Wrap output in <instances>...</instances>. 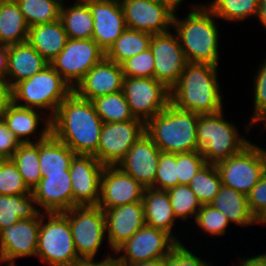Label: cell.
Wrapping results in <instances>:
<instances>
[{
  "mask_svg": "<svg viewBox=\"0 0 266 266\" xmlns=\"http://www.w3.org/2000/svg\"><path fill=\"white\" fill-rule=\"evenodd\" d=\"M102 126L93 103L72 91L51 119V134L75 154L94 155Z\"/></svg>",
  "mask_w": 266,
  "mask_h": 266,
  "instance_id": "cell-1",
  "label": "cell"
},
{
  "mask_svg": "<svg viewBox=\"0 0 266 266\" xmlns=\"http://www.w3.org/2000/svg\"><path fill=\"white\" fill-rule=\"evenodd\" d=\"M219 66L188 62L178 82L170 89V103L196 114L223 110V95L218 79Z\"/></svg>",
  "mask_w": 266,
  "mask_h": 266,
  "instance_id": "cell-2",
  "label": "cell"
},
{
  "mask_svg": "<svg viewBox=\"0 0 266 266\" xmlns=\"http://www.w3.org/2000/svg\"><path fill=\"white\" fill-rule=\"evenodd\" d=\"M193 9V10H192ZM174 12L172 29L190 63L219 66V31L212 11L203 3L192 4L182 19Z\"/></svg>",
  "mask_w": 266,
  "mask_h": 266,
  "instance_id": "cell-3",
  "label": "cell"
},
{
  "mask_svg": "<svg viewBox=\"0 0 266 266\" xmlns=\"http://www.w3.org/2000/svg\"><path fill=\"white\" fill-rule=\"evenodd\" d=\"M198 117L199 114L169 103L145 123V134L164 153L200 151L196 135Z\"/></svg>",
  "mask_w": 266,
  "mask_h": 266,
  "instance_id": "cell-4",
  "label": "cell"
},
{
  "mask_svg": "<svg viewBox=\"0 0 266 266\" xmlns=\"http://www.w3.org/2000/svg\"><path fill=\"white\" fill-rule=\"evenodd\" d=\"M72 91V87L49 64L32 77L17 83L10 90V100L19 106L40 110L52 119Z\"/></svg>",
  "mask_w": 266,
  "mask_h": 266,
  "instance_id": "cell-5",
  "label": "cell"
},
{
  "mask_svg": "<svg viewBox=\"0 0 266 266\" xmlns=\"http://www.w3.org/2000/svg\"><path fill=\"white\" fill-rule=\"evenodd\" d=\"M223 111L198 117V148L206 163L216 164L228 159L251 142L245 136H240L235 124L223 117Z\"/></svg>",
  "mask_w": 266,
  "mask_h": 266,
  "instance_id": "cell-6",
  "label": "cell"
},
{
  "mask_svg": "<svg viewBox=\"0 0 266 266\" xmlns=\"http://www.w3.org/2000/svg\"><path fill=\"white\" fill-rule=\"evenodd\" d=\"M36 257L47 266H71L79 258L64 212H40Z\"/></svg>",
  "mask_w": 266,
  "mask_h": 266,
  "instance_id": "cell-7",
  "label": "cell"
},
{
  "mask_svg": "<svg viewBox=\"0 0 266 266\" xmlns=\"http://www.w3.org/2000/svg\"><path fill=\"white\" fill-rule=\"evenodd\" d=\"M215 165L223 185L248 195L266 172V148L251 141L238 154Z\"/></svg>",
  "mask_w": 266,
  "mask_h": 266,
  "instance_id": "cell-8",
  "label": "cell"
},
{
  "mask_svg": "<svg viewBox=\"0 0 266 266\" xmlns=\"http://www.w3.org/2000/svg\"><path fill=\"white\" fill-rule=\"evenodd\" d=\"M79 258H95L106 239V217L98 206H75L64 212Z\"/></svg>",
  "mask_w": 266,
  "mask_h": 266,
  "instance_id": "cell-9",
  "label": "cell"
},
{
  "mask_svg": "<svg viewBox=\"0 0 266 266\" xmlns=\"http://www.w3.org/2000/svg\"><path fill=\"white\" fill-rule=\"evenodd\" d=\"M105 57L93 39H68L50 65L74 89L90 69Z\"/></svg>",
  "mask_w": 266,
  "mask_h": 266,
  "instance_id": "cell-10",
  "label": "cell"
},
{
  "mask_svg": "<svg viewBox=\"0 0 266 266\" xmlns=\"http://www.w3.org/2000/svg\"><path fill=\"white\" fill-rule=\"evenodd\" d=\"M122 91L134 118L144 123L170 103V90L155 78L124 77Z\"/></svg>",
  "mask_w": 266,
  "mask_h": 266,
  "instance_id": "cell-11",
  "label": "cell"
},
{
  "mask_svg": "<svg viewBox=\"0 0 266 266\" xmlns=\"http://www.w3.org/2000/svg\"><path fill=\"white\" fill-rule=\"evenodd\" d=\"M143 134L145 123L137 118L124 122L103 123L94 156L104 166H117Z\"/></svg>",
  "mask_w": 266,
  "mask_h": 266,
  "instance_id": "cell-12",
  "label": "cell"
},
{
  "mask_svg": "<svg viewBox=\"0 0 266 266\" xmlns=\"http://www.w3.org/2000/svg\"><path fill=\"white\" fill-rule=\"evenodd\" d=\"M177 244L167 232L144 225L112 253L114 262H142L162 258Z\"/></svg>",
  "mask_w": 266,
  "mask_h": 266,
  "instance_id": "cell-13",
  "label": "cell"
},
{
  "mask_svg": "<svg viewBox=\"0 0 266 266\" xmlns=\"http://www.w3.org/2000/svg\"><path fill=\"white\" fill-rule=\"evenodd\" d=\"M150 50L154 58V78L170 90L188 63L177 35L171 30L152 35Z\"/></svg>",
  "mask_w": 266,
  "mask_h": 266,
  "instance_id": "cell-14",
  "label": "cell"
},
{
  "mask_svg": "<svg viewBox=\"0 0 266 266\" xmlns=\"http://www.w3.org/2000/svg\"><path fill=\"white\" fill-rule=\"evenodd\" d=\"M40 213L35 218L20 219L0 230V265L17 266L16 260L36 257Z\"/></svg>",
  "mask_w": 266,
  "mask_h": 266,
  "instance_id": "cell-15",
  "label": "cell"
},
{
  "mask_svg": "<svg viewBox=\"0 0 266 266\" xmlns=\"http://www.w3.org/2000/svg\"><path fill=\"white\" fill-rule=\"evenodd\" d=\"M94 155L76 154L70 166L73 207L97 206L100 178L104 169Z\"/></svg>",
  "mask_w": 266,
  "mask_h": 266,
  "instance_id": "cell-16",
  "label": "cell"
},
{
  "mask_svg": "<svg viewBox=\"0 0 266 266\" xmlns=\"http://www.w3.org/2000/svg\"><path fill=\"white\" fill-rule=\"evenodd\" d=\"M145 187L118 166H105L100 178V198L97 204L102 210L126 204L142 202Z\"/></svg>",
  "mask_w": 266,
  "mask_h": 266,
  "instance_id": "cell-17",
  "label": "cell"
},
{
  "mask_svg": "<svg viewBox=\"0 0 266 266\" xmlns=\"http://www.w3.org/2000/svg\"><path fill=\"white\" fill-rule=\"evenodd\" d=\"M121 5L129 29L152 35L172 29L174 11L162 1L125 0Z\"/></svg>",
  "mask_w": 266,
  "mask_h": 266,
  "instance_id": "cell-18",
  "label": "cell"
},
{
  "mask_svg": "<svg viewBox=\"0 0 266 266\" xmlns=\"http://www.w3.org/2000/svg\"><path fill=\"white\" fill-rule=\"evenodd\" d=\"M0 117L20 143L40 142L51 134V119L45 113L40 110L19 106L11 100L1 110ZM39 123L44 124L41 125L43 127L40 128L41 130H38ZM32 135L37 137L36 140H31Z\"/></svg>",
  "mask_w": 266,
  "mask_h": 266,
  "instance_id": "cell-19",
  "label": "cell"
},
{
  "mask_svg": "<svg viewBox=\"0 0 266 266\" xmlns=\"http://www.w3.org/2000/svg\"><path fill=\"white\" fill-rule=\"evenodd\" d=\"M93 16L92 39L106 52L127 29L121 3L109 0H85Z\"/></svg>",
  "mask_w": 266,
  "mask_h": 266,
  "instance_id": "cell-20",
  "label": "cell"
},
{
  "mask_svg": "<svg viewBox=\"0 0 266 266\" xmlns=\"http://www.w3.org/2000/svg\"><path fill=\"white\" fill-rule=\"evenodd\" d=\"M160 154L155 143L143 134L117 166L145 188H153Z\"/></svg>",
  "mask_w": 266,
  "mask_h": 266,
  "instance_id": "cell-21",
  "label": "cell"
},
{
  "mask_svg": "<svg viewBox=\"0 0 266 266\" xmlns=\"http://www.w3.org/2000/svg\"><path fill=\"white\" fill-rule=\"evenodd\" d=\"M123 72L120 64L105 57L84 76L73 91L82 99L94 100L122 91Z\"/></svg>",
  "mask_w": 266,
  "mask_h": 266,
  "instance_id": "cell-22",
  "label": "cell"
},
{
  "mask_svg": "<svg viewBox=\"0 0 266 266\" xmlns=\"http://www.w3.org/2000/svg\"><path fill=\"white\" fill-rule=\"evenodd\" d=\"M41 213L65 212L73 208L70 171L45 174L31 191ZM42 208V209H41Z\"/></svg>",
  "mask_w": 266,
  "mask_h": 266,
  "instance_id": "cell-23",
  "label": "cell"
},
{
  "mask_svg": "<svg viewBox=\"0 0 266 266\" xmlns=\"http://www.w3.org/2000/svg\"><path fill=\"white\" fill-rule=\"evenodd\" d=\"M103 211L106 217V241L113 252L145 225L143 202Z\"/></svg>",
  "mask_w": 266,
  "mask_h": 266,
  "instance_id": "cell-24",
  "label": "cell"
},
{
  "mask_svg": "<svg viewBox=\"0 0 266 266\" xmlns=\"http://www.w3.org/2000/svg\"><path fill=\"white\" fill-rule=\"evenodd\" d=\"M49 64L28 42L9 45L7 87L11 90L17 83L32 77Z\"/></svg>",
  "mask_w": 266,
  "mask_h": 266,
  "instance_id": "cell-25",
  "label": "cell"
},
{
  "mask_svg": "<svg viewBox=\"0 0 266 266\" xmlns=\"http://www.w3.org/2000/svg\"><path fill=\"white\" fill-rule=\"evenodd\" d=\"M145 225L163 230L170 234L178 243L180 239L173 234L177 218L173 213L169 194L165 190L145 188L143 194Z\"/></svg>",
  "mask_w": 266,
  "mask_h": 266,
  "instance_id": "cell-26",
  "label": "cell"
},
{
  "mask_svg": "<svg viewBox=\"0 0 266 266\" xmlns=\"http://www.w3.org/2000/svg\"><path fill=\"white\" fill-rule=\"evenodd\" d=\"M68 40L60 19L29 27L27 42L49 63L64 49Z\"/></svg>",
  "mask_w": 266,
  "mask_h": 266,
  "instance_id": "cell-27",
  "label": "cell"
},
{
  "mask_svg": "<svg viewBox=\"0 0 266 266\" xmlns=\"http://www.w3.org/2000/svg\"><path fill=\"white\" fill-rule=\"evenodd\" d=\"M210 205L222 212L230 224L233 223L240 227L251 226L255 223L260 225L249 209L247 195L231 187L222 184Z\"/></svg>",
  "mask_w": 266,
  "mask_h": 266,
  "instance_id": "cell-28",
  "label": "cell"
},
{
  "mask_svg": "<svg viewBox=\"0 0 266 266\" xmlns=\"http://www.w3.org/2000/svg\"><path fill=\"white\" fill-rule=\"evenodd\" d=\"M66 3L63 0L59 19L68 39H92L93 16L88 3L85 0H75L69 6Z\"/></svg>",
  "mask_w": 266,
  "mask_h": 266,
  "instance_id": "cell-29",
  "label": "cell"
},
{
  "mask_svg": "<svg viewBox=\"0 0 266 266\" xmlns=\"http://www.w3.org/2000/svg\"><path fill=\"white\" fill-rule=\"evenodd\" d=\"M76 154L63 142L50 134L39 142V164L42 178L45 174L69 171Z\"/></svg>",
  "mask_w": 266,
  "mask_h": 266,
  "instance_id": "cell-30",
  "label": "cell"
},
{
  "mask_svg": "<svg viewBox=\"0 0 266 266\" xmlns=\"http://www.w3.org/2000/svg\"><path fill=\"white\" fill-rule=\"evenodd\" d=\"M29 26L15 0L0 3V44L27 42Z\"/></svg>",
  "mask_w": 266,
  "mask_h": 266,
  "instance_id": "cell-31",
  "label": "cell"
},
{
  "mask_svg": "<svg viewBox=\"0 0 266 266\" xmlns=\"http://www.w3.org/2000/svg\"><path fill=\"white\" fill-rule=\"evenodd\" d=\"M39 213L32 193L0 194V230L14 225L20 219L35 218Z\"/></svg>",
  "mask_w": 266,
  "mask_h": 266,
  "instance_id": "cell-32",
  "label": "cell"
},
{
  "mask_svg": "<svg viewBox=\"0 0 266 266\" xmlns=\"http://www.w3.org/2000/svg\"><path fill=\"white\" fill-rule=\"evenodd\" d=\"M152 34L127 28L122 35L105 52V58L121 64L150 48Z\"/></svg>",
  "mask_w": 266,
  "mask_h": 266,
  "instance_id": "cell-33",
  "label": "cell"
},
{
  "mask_svg": "<svg viewBox=\"0 0 266 266\" xmlns=\"http://www.w3.org/2000/svg\"><path fill=\"white\" fill-rule=\"evenodd\" d=\"M204 4L218 19L237 23L257 18L259 10V0H212Z\"/></svg>",
  "mask_w": 266,
  "mask_h": 266,
  "instance_id": "cell-34",
  "label": "cell"
},
{
  "mask_svg": "<svg viewBox=\"0 0 266 266\" xmlns=\"http://www.w3.org/2000/svg\"><path fill=\"white\" fill-rule=\"evenodd\" d=\"M11 160L17 166L27 187L32 191L42 178L39 164V142L21 143Z\"/></svg>",
  "mask_w": 266,
  "mask_h": 266,
  "instance_id": "cell-35",
  "label": "cell"
},
{
  "mask_svg": "<svg viewBox=\"0 0 266 266\" xmlns=\"http://www.w3.org/2000/svg\"><path fill=\"white\" fill-rule=\"evenodd\" d=\"M91 102L103 123H117L134 119L123 91L98 97Z\"/></svg>",
  "mask_w": 266,
  "mask_h": 266,
  "instance_id": "cell-36",
  "label": "cell"
},
{
  "mask_svg": "<svg viewBox=\"0 0 266 266\" xmlns=\"http://www.w3.org/2000/svg\"><path fill=\"white\" fill-rule=\"evenodd\" d=\"M29 27L54 22L60 17L63 0H15Z\"/></svg>",
  "mask_w": 266,
  "mask_h": 266,
  "instance_id": "cell-37",
  "label": "cell"
},
{
  "mask_svg": "<svg viewBox=\"0 0 266 266\" xmlns=\"http://www.w3.org/2000/svg\"><path fill=\"white\" fill-rule=\"evenodd\" d=\"M221 185L222 182L216 165L210 163H206L189 183V187L202 205L210 204L213 201Z\"/></svg>",
  "mask_w": 266,
  "mask_h": 266,
  "instance_id": "cell-38",
  "label": "cell"
},
{
  "mask_svg": "<svg viewBox=\"0 0 266 266\" xmlns=\"http://www.w3.org/2000/svg\"><path fill=\"white\" fill-rule=\"evenodd\" d=\"M167 192L175 217L183 221H188L189 218L195 220L202 204L189 185H177Z\"/></svg>",
  "mask_w": 266,
  "mask_h": 266,
  "instance_id": "cell-39",
  "label": "cell"
},
{
  "mask_svg": "<svg viewBox=\"0 0 266 266\" xmlns=\"http://www.w3.org/2000/svg\"><path fill=\"white\" fill-rule=\"evenodd\" d=\"M259 65L258 71L256 70L253 77V114L249 119V123L245 125V134L249 133L250 129L258 122L262 123L264 121L262 130L266 129V57L263 63Z\"/></svg>",
  "mask_w": 266,
  "mask_h": 266,
  "instance_id": "cell-40",
  "label": "cell"
},
{
  "mask_svg": "<svg viewBox=\"0 0 266 266\" xmlns=\"http://www.w3.org/2000/svg\"><path fill=\"white\" fill-rule=\"evenodd\" d=\"M197 227L210 236H225L231 225L228 218L210 204L202 205L194 220Z\"/></svg>",
  "mask_w": 266,
  "mask_h": 266,
  "instance_id": "cell-41",
  "label": "cell"
},
{
  "mask_svg": "<svg viewBox=\"0 0 266 266\" xmlns=\"http://www.w3.org/2000/svg\"><path fill=\"white\" fill-rule=\"evenodd\" d=\"M31 190L25 184L17 166L11 159H4L0 165V194H29Z\"/></svg>",
  "mask_w": 266,
  "mask_h": 266,
  "instance_id": "cell-42",
  "label": "cell"
},
{
  "mask_svg": "<svg viewBox=\"0 0 266 266\" xmlns=\"http://www.w3.org/2000/svg\"><path fill=\"white\" fill-rule=\"evenodd\" d=\"M177 185L176 154L161 152L153 188L167 191Z\"/></svg>",
  "mask_w": 266,
  "mask_h": 266,
  "instance_id": "cell-43",
  "label": "cell"
},
{
  "mask_svg": "<svg viewBox=\"0 0 266 266\" xmlns=\"http://www.w3.org/2000/svg\"><path fill=\"white\" fill-rule=\"evenodd\" d=\"M120 65L124 77L154 78V58L150 48L126 59Z\"/></svg>",
  "mask_w": 266,
  "mask_h": 266,
  "instance_id": "cell-44",
  "label": "cell"
},
{
  "mask_svg": "<svg viewBox=\"0 0 266 266\" xmlns=\"http://www.w3.org/2000/svg\"><path fill=\"white\" fill-rule=\"evenodd\" d=\"M206 164L200 151L176 154V166L179 185H189L193 176Z\"/></svg>",
  "mask_w": 266,
  "mask_h": 266,
  "instance_id": "cell-45",
  "label": "cell"
},
{
  "mask_svg": "<svg viewBox=\"0 0 266 266\" xmlns=\"http://www.w3.org/2000/svg\"><path fill=\"white\" fill-rule=\"evenodd\" d=\"M163 266H212L211 261H205L190 251L186 245L178 243L162 257Z\"/></svg>",
  "mask_w": 266,
  "mask_h": 266,
  "instance_id": "cell-46",
  "label": "cell"
},
{
  "mask_svg": "<svg viewBox=\"0 0 266 266\" xmlns=\"http://www.w3.org/2000/svg\"><path fill=\"white\" fill-rule=\"evenodd\" d=\"M247 198L252 215L261 223L266 218V172L251 189Z\"/></svg>",
  "mask_w": 266,
  "mask_h": 266,
  "instance_id": "cell-47",
  "label": "cell"
},
{
  "mask_svg": "<svg viewBox=\"0 0 266 266\" xmlns=\"http://www.w3.org/2000/svg\"><path fill=\"white\" fill-rule=\"evenodd\" d=\"M20 144V141L0 117V156L4 159H11Z\"/></svg>",
  "mask_w": 266,
  "mask_h": 266,
  "instance_id": "cell-48",
  "label": "cell"
},
{
  "mask_svg": "<svg viewBox=\"0 0 266 266\" xmlns=\"http://www.w3.org/2000/svg\"><path fill=\"white\" fill-rule=\"evenodd\" d=\"M107 254L100 261H96L95 258H78L71 266H114L113 255Z\"/></svg>",
  "mask_w": 266,
  "mask_h": 266,
  "instance_id": "cell-49",
  "label": "cell"
},
{
  "mask_svg": "<svg viewBox=\"0 0 266 266\" xmlns=\"http://www.w3.org/2000/svg\"><path fill=\"white\" fill-rule=\"evenodd\" d=\"M235 266H266V252L253 255L250 258H242Z\"/></svg>",
  "mask_w": 266,
  "mask_h": 266,
  "instance_id": "cell-50",
  "label": "cell"
},
{
  "mask_svg": "<svg viewBox=\"0 0 266 266\" xmlns=\"http://www.w3.org/2000/svg\"><path fill=\"white\" fill-rule=\"evenodd\" d=\"M9 45L0 44V79L6 81Z\"/></svg>",
  "mask_w": 266,
  "mask_h": 266,
  "instance_id": "cell-51",
  "label": "cell"
},
{
  "mask_svg": "<svg viewBox=\"0 0 266 266\" xmlns=\"http://www.w3.org/2000/svg\"><path fill=\"white\" fill-rule=\"evenodd\" d=\"M114 266H163L162 258L142 262H114Z\"/></svg>",
  "mask_w": 266,
  "mask_h": 266,
  "instance_id": "cell-52",
  "label": "cell"
},
{
  "mask_svg": "<svg viewBox=\"0 0 266 266\" xmlns=\"http://www.w3.org/2000/svg\"><path fill=\"white\" fill-rule=\"evenodd\" d=\"M10 100V90L7 87L6 81L0 79V112Z\"/></svg>",
  "mask_w": 266,
  "mask_h": 266,
  "instance_id": "cell-53",
  "label": "cell"
},
{
  "mask_svg": "<svg viewBox=\"0 0 266 266\" xmlns=\"http://www.w3.org/2000/svg\"><path fill=\"white\" fill-rule=\"evenodd\" d=\"M257 21L261 22L262 26L266 30V0H259V10Z\"/></svg>",
  "mask_w": 266,
  "mask_h": 266,
  "instance_id": "cell-54",
  "label": "cell"
},
{
  "mask_svg": "<svg viewBox=\"0 0 266 266\" xmlns=\"http://www.w3.org/2000/svg\"><path fill=\"white\" fill-rule=\"evenodd\" d=\"M184 0H162L165 4H167L174 12H177L178 7L181 6Z\"/></svg>",
  "mask_w": 266,
  "mask_h": 266,
  "instance_id": "cell-55",
  "label": "cell"
},
{
  "mask_svg": "<svg viewBox=\"0 0 266 266\" xmlns=\"http://www.w3.org/2000/svg\"><path fill=\"white\" fill-rule=\"evenodd\" d=\"M144 1H148V2H160L162 0H144Z\"/></svg>",
  "mask_w": 266,
  "mask_h": 266,
  "instance_id": "cell-56",
  "label": "cell"
},
{
  "mask_svg": "<svg viewBox=\"0 0 266 266\" xmlns=\"http://www.w3.org/2000/svg\"><path fill=\"white\" fill-rule=\"evenodd\" d=\"M109 1H115V2L122 3V2L125 1V0H109Z\"/></svg>",
  "mask_w": 266,
  "mask_h": 266,
  "instance_id": "cell-57",
  "label": "cell"
},
{
  "mask_svg": "<svg viewBox=\"0 0 266 266\" xmlns=\"http://www.w3.org/2000/svg\"><path fill=\"white\" fill-rule=\"evenodd\" d=\"M263 225H266V218L260 223V225L262 226Z\"/></svg>",
  "mask_w": 266,
  "mask_h": 266,
  "instance_id": "cell-58",
  "label": "cell"
},
{
  "mask_svg": "<svg viewBox=\"0 0 266 266\" xmlns=\"http://www.w3.org/2000/svg\"><path fill=\"white\" fill-rule=\"evenodd\" d=\"M3 160H4V158H2V157L0 156V165H1V163H2Z\"/></svg>",
  "mask_w": 266,
  "mask_h": 266,
  "instance_id": "cell-59",
  "label": "cell"
}]
</instances>
